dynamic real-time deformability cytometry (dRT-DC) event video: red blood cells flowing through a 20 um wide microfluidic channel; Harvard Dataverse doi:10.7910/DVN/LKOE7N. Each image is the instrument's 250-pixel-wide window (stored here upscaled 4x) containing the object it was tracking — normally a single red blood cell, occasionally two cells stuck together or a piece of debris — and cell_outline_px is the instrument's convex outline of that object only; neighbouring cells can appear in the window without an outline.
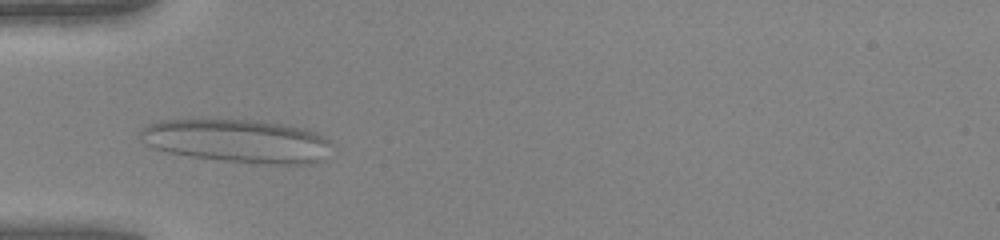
{"species": "human", "species_latin": "Homo sapiens", "temperature_condition": "warm", "stored_images_in_passage": 43, "camera_frame_rate_fps": 3000, "um_per_image_px": 0.085, "donor": {"sex": "female"}, "frame": {"image": 1, "passage_image": 10, "time_ms": 3.0, "image_size_px": [1000, 240], "cell_outline_px": [[328, 144], [320, 160], [308, 164], [268, 164], [224, 160], [192, 156], [168, 152], [152, 148], [140, 140], [140, 132], [148, 124], [160, 120], [260, 120], [284, 124], [304, 128], [316, 132], [324, 136], [328, 140]], "centroid_in_image_um": [20.12, 11.97], "position_along_channel_um": 64.9, "area_um2": 47.74}}
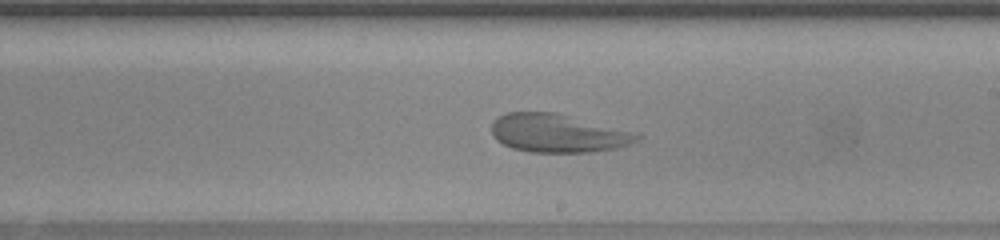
{"frame": {"image": 2, "passage_image": 23, "time_ms": 7.333, "image_size_px": [1000, 240], "cell_outline_px": [[644, 136], [640, 140], [632, 144], [616, 148], [588, 152], [532, 152], [512, 148], [496, 140], [492, 132], [492, 124], [504, 112], [556, 112], [640, 132]], "centroid_in_image_um": [47.53, 11.31], "position_along_channel_um": 241.5, "area_um2": 32.95}}
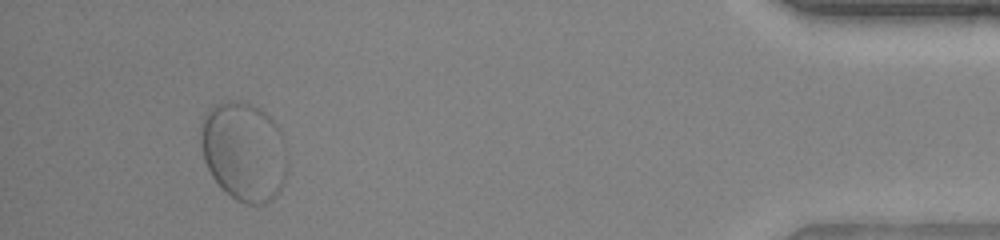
{"frame": {"image": 3, "passage_image": 40, "time_ms": 13.0, "image_size_px": [1000, 240], "cell_outline_px": [[288, 164], [284, 180], [280, 188], [272, 200], [264, 204], [244, 204], [236, 200], [212, 176], [204, 160], [200, 144], [200, 124], [208, 108], [212, 104], [228, 100], [240, 100], [252, 104], [260, 108], [276, 124], [280, 132]], "centroid_in_image_um": [20.7, 12.83], "position_along_channel_um": 414.5, "area_um2": 50.17}}